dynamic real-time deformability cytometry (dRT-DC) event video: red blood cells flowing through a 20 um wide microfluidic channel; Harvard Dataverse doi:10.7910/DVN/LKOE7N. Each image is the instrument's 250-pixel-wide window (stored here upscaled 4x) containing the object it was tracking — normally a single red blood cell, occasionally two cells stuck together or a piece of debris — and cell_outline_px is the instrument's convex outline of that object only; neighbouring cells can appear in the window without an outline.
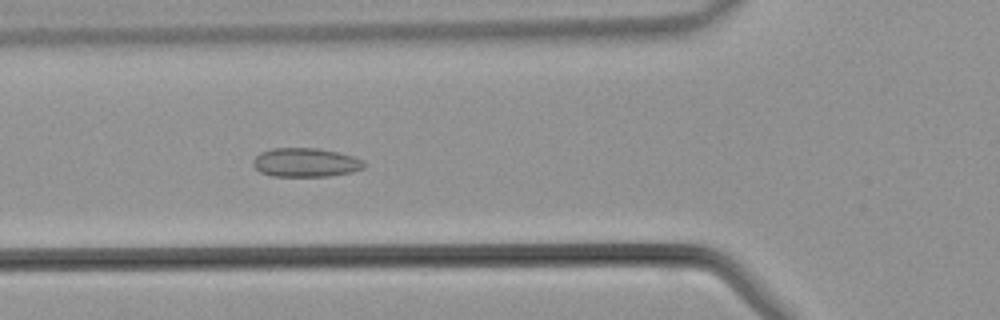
{"species": "common noctule bat (a hibernating species)", "species_latin": "Nyctalus noctula", "temperature_condition": "warm", "stored_images_in_passage": 43, "camera_frame_rate_fps": 3000, "um_per_image_px": 0.085, "animal": {"sex": "male", "body_mass_g": 21.5, "forearm_length_mm": 52.0}, "frame": {"image": 1, "passage_image": 15, "time_ms": 4.667, "image_size_px": [1000, 320], "cell_outline_px": [[364, 168], [352, 172], [328, 176], [272, 176], [260, 172], [252, 164], [252, 160], [260, 152], [272, 148], [316, 148], [336, 152], [352, 156], [360, 160], [364, 164]], "centroid_in_image_um": [25.92, 13.81], "position_along_channel_um": 99.9, "area_um2": 18.55}}
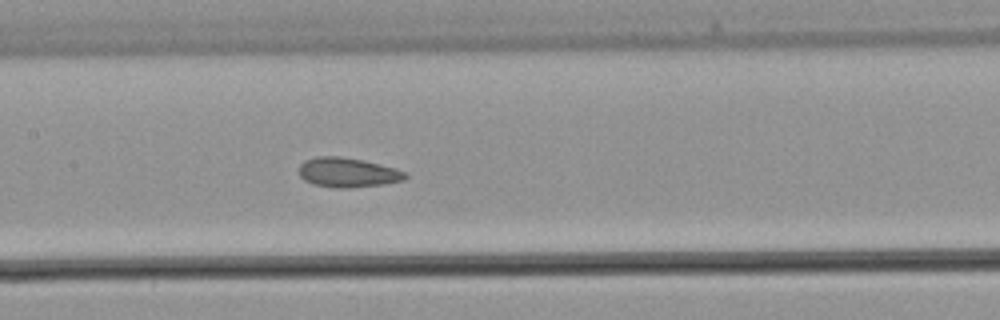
{"frame": {"image": 2, "passage_image": 20, "time_ms": 6.333, "image_size_px": [1000, 320], "cell_outline_px": [[408, 176], [404, 180], [384, 184], [348, 188], [336, 188], [312, 184], [304, 180], [300, 176], [300, 164], [304, 160], [316, 156], [340, 156], [364, 160], [396, 168], [408, 172]], "centroid_in_image_um": [29.58, 14.65], "position_along_channel_um": 177.8, "area_um2": 18.55}}
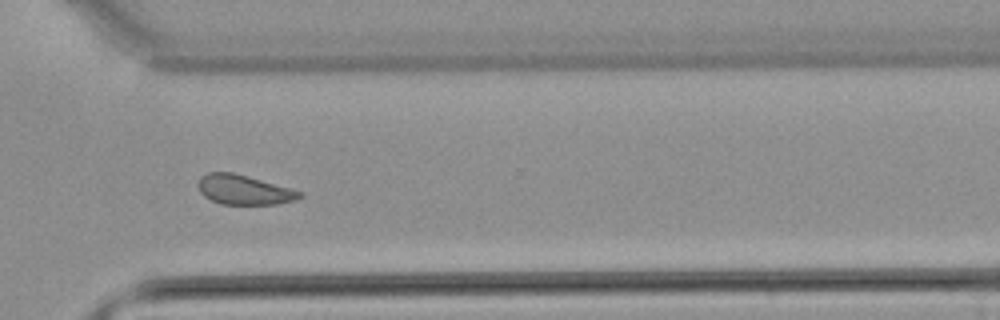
{"frame": {"image": 3, "passage_image": 31, "time_ms": 10.0, "image_size_px": [1000, 320], "cell_outline_px": [[304, 196], [296, 200], [276, 204], [220, 204], [204, 196], [200, 192], [200, 176], [208, 172], [232, 172], [288, 188], [300, 192]], "centroid_in_image_um": [20.72, 16.14], "position_along_channel_um": 349.9, "area_um2": 17.11}}